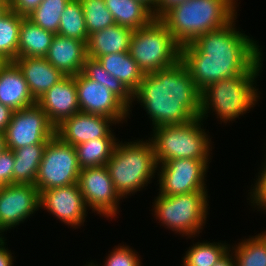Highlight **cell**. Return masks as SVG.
<instances>
[{
  "instance_id": "9",
  "label": "cell",
  "mask_w": 266,
  "mask_h": 266,
  "mask_svg": "<svg viewBox=\"0 0 266 266\" xmlns=\"http://www.w3.org/2000/svg\"><path fill=\"white\" fill-rule=\"evenodd\" d=\"M81 171L75 147L54 135L47 143L39 165L35 186L44 190L78 183Z\"/></svg>"
},
{
  "instance_id": "43",
  "label": "cell",
  "mask_w": 266,
  "mask_h": 266,
  "mask_svg": "<svg viewBox=\"0 0 266 266\" xmlns=\"http://www.w3.org/2000/svg\"><path fill=\"white\" fill-rule=\"evenodd\" d=\"M146 5L155 16V0H137Z\"/></svg>"
},
{
  "instance_id": "10",
  "label": "cell",
  "mask_w": 266,
  "mask_h": 266,
  "mask_svg": "<svg viewBox=\"0 0 266 266\" xmlns=\"http://www.w3.org/2000/svg\"><path fill=\"white\" fill-rule=\"evenodd\" d=\"M211 160L172 159L157 168L158 194L175 196L207 191V172Z\"/></svg>"
},
{
  "instance_id": "17",
  "label": "cell",
  "mask_w": 266,
  "mask_h": 266,
  "mask_svg": "<svg viewBox=\"0 0 266 266\" xmlns=\"http://www.w3.org/2000/svg\"><path fill=\"white\" fill-rule=\"evenodd\" d=\"M56 127L64 119L80 112L75 76H65L36 102Z\"/></svg>"
},
{
  "instance_id": "8",
  "label": "cell",
  "mask_w": 266,
  "mask_h": 266,
  "mask_svg": "<svg viewBox=\"0 0 266 266\" xmlns=\"http://www.w3.org/2000/svg\"><path fill=\"white\" fill-rule=\"evenodd\" d=\"M128 52L146 74L178 63L181 46L165 24L159 18H154L148 25L134 30Z\"/></svg>"
},
{
  "instance_id": "25",
  "label": "cell",
  "mask_w": 266,
  "mask_h": 266,
  "mask_svg": "<svg viewBox=\"0 0 266 266\" xmlns=\"http://www.w3.org/2000/svg\"><path fill=\"white\" fill-rule=\"evenodd\" d=\"M47 144H35L12 150L14 153L13 184H33Z\"/></svg>"
},
{
  "instance_id": "11",
  "label": "cell",
  "mask_w": 266,
  "mask_h": 266,
  "mask_svg": "<svg viewBox=\"0 0 266 266\" xmlns=\"http://www.w3.org/2000/svg\"><path fill=\"white\" fill-rule=\"evenodd\" d=\"M55 135V126L46 113L35 103L14 111L5 131L7 149L47 144Z\"/></svg>"
},
{
  "instance_id": "3",
  "label": "cell",
  "mask_w": 266,
  "mask_h": 266,
  "mask_svg": "<svg viewBox=\"0 0 266 266\" xmlns=\"http://www.w3.org/2000/svg\"><path fill=\"white\" fill-rule=\"evenodd\" d=\"M263 56L261 50V60L247 74L221 79L201 90L200 118L203 121L214 112L219 124L227 125L258 104L261 92L258 91L257 78L263 71Z\"/></svg>"
},
{
  "instance_id": "18",
  "label": "cell",
  "mask_w": 266,
  "mask_h": 266,
  "mask_svg": "<svg viewBox=\"0 0 266 266\" xmlns=\"http://www.w3.org/2000/svg\"><path fill=\"white\" fill-rule=\"evenodd\" d=\"M87 57L85 41L55 34L44 58L65 76H75L82 72Z\"/></svg>"
},
{
  "instance_id": "36",
  "label": "cell",
  "mask_w": 266,
  "mask_h": 266,
  "mask_svg": "<svg viewBox=\"0 0 266 266\" xmlns=\"http://www.w3.org/2000/svg\"><path fill=\"white\" fill-rule=\"evenodd\" d=\"M14 153L6 149L0 153V186L13 184Z\"/></svg>"
},
{
  "instance_id": "30",
  "label": "cell",
  "mask_w": 266,
  "mask_h": 266,
  "mask_svg": "<svg viewBox=\"0 0 266 266\" xmlns=\"http://www.w3.org/2000/svg\"><path fill=\"white\" fill-rule=\"evenodd\" d=\"M23 18L11 9L0 18V54L9 62L18 58L19 34Z\"/></svg>"
},
{
  "instance_id": "27",
  "label": "cell",
  "mask_w": 266,
  "mask_h": 266,
  "mask_svg": "<svg viewBox=\"0 0 266 266\" xmlns=\"http://www.w3.org/2000/svg\"><path fill=\"white\" fill-rule=\"evenodd\" d=\"M231 247L235 266H266V231L255 236L249 235L247 239L242 238Z\"/></svg>"
},
{
  "instance_id": "13",
  "label": "cell",
  "mask_w": 266,
  "mask_h": 266,
  "mask_svg": "<svg viewBox=\"0 0 266 266\" xmlns=\"http://www.w3.org/2000/svg\"><path fill=\"white\" fill-rule=\"evenodd\" d=\"M40 192L33 184L0 186V232L18 227L40 210Z\"/></svg>"
},
{
  "instance_id": "28",
  "label": "cell",
  "mask_w": 266,
  "mask_h": 266,
  "mask_svg": "<svg viewBox=\"0 0 266 266\" xmlns=\"http://www.w3.org/2000/svg\"><path fill=\"white\" fill-rule=\"evenodd\" d=\"M231 245L224 241H198L183 254L182 266H213L230 251Z\"/></svg>"
},
{
  "instance_id": "2",
  "label": "cell",
  "mask_w": 266,
  "mask_h": 266,
  "mask_svg": "<svg viewBox=\"0 0 266 266\" xmlns=\"http://www.w3.org/2000/svg\"><path fill=\"white\" fill-rule=\"evenodd\" d=\"M134 101L147 113L151 129L186 124L200 117L201 90L181 61L172 67L144 74L133 93Z\"/></svg>"
},
{
  "instance_id": "24",
  "label": "cell",
  "mask_w": 266,
  "mask_h": 266,
  "mask_svg": "<svg viewBox=\"0 0 266 266\" xmlns=\"http://www.w3.org/2000/svg\"><path fill=\"white\" fill-rule=\"evenodd\" d=\"M55 34L33 23L27 17L21 21L18 58L45 57Z\"/></svg>"
},
{
  "instance_id": "12",
  "label": "cell",
  "mask_w": 266,
  "mask_h": 266,
  "mask_svg": "<svg viewBox=\"0 0 266 266\" xmlns=\"http://www.w3.org/2000/svg\"><path fill=\"white\" fill-rule=\"evenodd\" d=\"M78 185L87 207L94 214L110 220L117 218L123 198L115 190L106 166L81 169Z\"/></svg>"
},
{
  "instance_id": "34",
  "label": "cell",
  "mask_w": 266,
  "mask_h": 266,
  "mask_svg": "<svg viewBox=\"0 0 266 266\" xmlns=\"http://www.w3.org/2000/svg\"><path fill=\"white\" fill-rule=\"evenodd\" d=\"M138 252L130 248L129 245L115 246L110 254L106 256V260L103 261L102 266H142V261L140 259ZM93 266H99L98 263L95 264L93 260L90 261Z\"/></svg>"
},
{
  "instance_id": "31",
  "label": "cell",
  "mask_w": 266,
  "mask_h": 266,
  "mask_svg": "<svg viewBox=\"0 0 266 266\" xmlns=\"http://www.w3.org/2000/svg\"><path fill=\"white\" fill-rule=\"evenodd\" d=\"M58 34L87 43L89 34L85 26V17L80 0H70L65 6L60 18Z\"/></svg>"
},
{
  "instance_id": "47",
  "label": "cell",
  "mask_w": 266,
  "mask_h": 266,
  "mask_svg": "<svg viewBox=\"0 0 266 266\" xmlns=\"http://www.w3.org/2000/svg\"><path fill=\"white\" fill-rule=\"evenodd\" d=\"M85 266H93L90 262H88L87 264H84Z\"/></svg>"
},
{
  "instance_id": "14",
  "label": "cell",
  "mask_w": 266,
  "mask_h": 266,
  "mask_svg": "<svg viewBox=\"0 0 266 266\" xmlns=\"http://www.w3.org/2000/svg\"><path fill=\"white\" fill-rule=\"evenodd\" d=\"M75 84L80 112L109 117L117 124L127 123L130 109L107 87L82 72L75 75Z\"/></svg>"
},
{
  "instance_id": "7",
  "label": "cell",
  "mask_w": 266,
  "mask_h": 266,
  "mask_svg": "<svg viewBox=\"0 0 266 266\" xmlns=\"http://www.w3.org/2000/svg\"><path fill=\"white\" fill-rule=\"evenodd\" d=\"M208 191H195L188 194L165 196L157 194L152 203L153 218L174 234L189 239L199 237L209 215ZM209 206V207H208Z\"/></svg>"
},
{
  "instance_id": "40",
  "label": "cell",
  "mask_w": 266,
  "mask_h": 266,
  "mask_svg": "<svg viewBox=\"0 0 266 266\" xmlns=\"http://www.w3.org/2000/svg\"><path fill=\"white\" fill-rule=\"evenodd\" d=\"M13 112L14 111L10 107L0 103V132L6 131L7 125L11 121Z\"/></svg>"
},
{
  "instance_id": "37",
  "label": "cell",
  "mask_w": 266,
  "mask_h": 266,
  "mask_svg": "<svg viewBox=\"0 0 266 266\" xmlns=\"http://www.w3.org/2000/svg\"><path fill=\"white\" fill-rule=\"evenodd\" d=\"M43 0H10V9L20 16L30 15Z\"/></svg>"
},
{
  "instance_id": "38",
  "label": "cell",
  "mask_w": 266,
  "mask_h": 266,
  "mask_svg": "<svg viewBox=\"0 0 266 266\" xmlns=\"http://www.w3.org/2000/svg\"><path fill=\"white\" fill-rule=\"evenodd\" d=\"M6 238L0 239V266H14L13 262H16V260L14 261L16 257L8 249L7 242H5L7 240Z\"/></svg>"
},
{
  "instance_id": "16",
  "label": "cell",
  "mask_w": 266,
  "mask_h": 266,
  "mask_svg": "<svg viewBox=\"0 0 266 266\" xmlns=\"http://www.w3.org/2000/svg\"><path fill=\"white\" fill-rule=\"evenodd\" d=\"M116 122L105 116L78 112L55 127V135L63 142L76 146L97 138H117L112 126Z\"/></svg>"
},
{
  "instance_id": "33",
  "label": "cell",
  "mask_w": 266,
  "mask_h": 266,
  "mask_svg": "<svg viewBox=\"0 0 266 266\" xmlns=\"http://www.w3.org/2000/svg\"><path fill=\"white\" fill-rule=\"evenodd\" d=\"M88 34L99 32L115 24L104 0H80Z\"/></svg>"
},
{
  "instance_id": "23",
  "label": "cell",
  "mask_w": 266,
  "mask_h": 266,
  "mask_svg": "<svg viewBox=\"0 0 266 266\" xmlns=\"http://www.w3.org/2000/svg\"><path fill=\"white\" fill-rule=\"evenodd\" d=\"M115 24L137 30L148 25L154 18L153 12L137 0H104Z\"/></svg>"
},
{
  "instance_id": "22",
  "label": "cell",
  "mask_w": 266,
  "mask_h": 266,
  "mask_svg": "<svg viewBox=\"0 0 266 266\" xmlns=\"http://www.w3.org/2000/svg\"><path fill=\"white\" fill-rule=\"evenodd\" d=\"M100 65L133 94L144 77L143 71L129 52L112 53L97 58Z\"/></svg>"
},
{
  "instance_id": "19",
  "label": "cell",
  "mask_w": 266,
  "mask_h": 266,
  "mask_svg": "<svg viewBox=\"0 0 266 266\" xmlns=\"http://www.w3.org/2000/svg\"><path fill=\"white\" fill-rule=\"evenodd\" d=\"M13 62L21 70L36 101L65 77L43 57H19Z\"/></svg>"
},
{
  "instance_id": "29",
  "label": "cell",
  "mask_w": 266,
  "mask_h": 266,
  "mask_svg": "<svg viewBox=\"0 0 266 266\" xmlns=\"http://www.w3.org/2000/svg\"><path fill=\"white\" fill-rule=\"evenodd\" d=\"M82 73L107 87L114 95H116L129 109V114H132L133 94L120 82L118 78H115L109 74L99 63L97 59L87 57ZM132 106V107H131Z\"/></svg>"
},
{
  "instance_id": "45",
  "label": "cell",
  "mask_w": 266,
  "mask_h": 266,
  "mask_svg": "<svg viewBox=\"0 0 266 266\" xmlns=\"http://www.w3.org/2000/svg\"><path fill=\"white\" fill-rule=\"evenodd\" d=\"M9 61L0 54V71Z\"/></svg>"
},
{
  "instance_id": "44",
  "label": "cell",
  "mask_w": 266,
  "mask_h": 266,
  "mask_svg": "<svg viewBox=\"0 0 266 266\" xmlns=\"http://www.w3.org/2000/svg\"><path fill=\"white\" fill-rule=\"evenodd\" d=\"M7 149L5 132H0V153L4 152Z\"/></svg>"
},
{
  "instance_id": "5",
  "label": "cell",
  "mask_w": 266,
  "mask_h": 266,
  "mask_svg": "<svg viewBox=\"0 0 266 266\" xmlns=\"http://www.w3.org/2000/svg\"><path fill=\"white\" fill-rule=\"evenodd\" d=\"M106 168L115 190L123 199L142 192L157 175L158 164L152 142L149 138L124 143L118 140Z\"/></svg>"
},
{
  "instance_id": "4",
  "label": "cell",
  "mask_w": 266,
  "mask_h": 266,
  "mask_svg": "<svg viewBox=\"0 0 266 266\" xmlns=\"http://www.w3.org/2000/svg\"><path fill=\"white\" fill-rule=\"evenodd\" d=\"M239 0H187L159 19L182 47L211 30L224 27L236 16Z\"/></svg>"
},
{
  "instance_id": "41",
  "label": "cell",
  "mask_w": 266,
  "mask_h": 266,
  "mask_svg": "<svg viewBox=\"0 0 266 266\" xmlns=\"http://www.w3.org/2000/svg\"><path fill=\"white\" fill-rule=\"evenodd\" d=\"M213 266H235V259L231 251H229L224 257H222Z\"/></svg>"
},
{
  "instance_id": "15",
  "label": "cell",
  "mask_w": 266,
  "mask_h": 266,
  "mask_svg": "<svg viewBox=\"0 0 266 266\" xmlns=\"http://www.w3.org/2000/svg\"><path fill=\"white\" fill-rule=\"evenodd\" d=\"M40 201V209L46 210L57 220L59 219V222L73 229L84 226L90 210L78 183L44 190L40 193Z\"/></svg>"
},
{
  "instance_id": "46",
  "label": "cell",
  "mask_w": 266,
  "mask_h": 266,
  "mask_svg": "<svg viewBox=\"0 0 266 266\" xmlns=\"http://www.w3.org/2000/svg\"><path fill=\"white\" fill-rule=\"evenodd\" d=\"M5 238V235L3 236V234L0 232V239Z\"/></svg>"
},
{
  "instance_id": "20",
  "label": "cell",
  "mask_w": 266,
  "mask_h": 266,
  "mask_svg": "<svg viewBox=\"0 0 266 266\" xmlns=\"http://www.w3.org/2000/svg\"><path fill=\"white\" fill-rule=\"evenodd\" d=\"M36 102L21 70L8 62L0 71V103L17 111Z\"/></svg>"
},
{
  "instance_id": "26",
  "label": "cell",
  "mask_w": 266,
  "mask_h": 266,
  "mask_svg": "<svg viewBox=\"0 0 266 266\" xmlns=\"http://www.w3.org/2000/svg\"><path fill=\"white\" fill-rule=\"evenodd\" d=\"M118 138H97L75 147L81 169L106 166Z\"/></svg>"
},
{
  "instance_id": "21",
  "label": "cell",
  "mask_w": 266,
  "mask_h": 266,
  "mask_svg": "<svg viewBox=\"0 0 266 266\" xmlns=\"http://www.w3.org/2000/svg\"><path fill=\"white\" fill-rule=\"evenodd\" d=\"M134 30L114 24L90 34L86 43L87 56L97 59L112 53L128 52Z\"/></svg>"
},
{
  "instance_id": "6",
  "label": "cell",
  "mask_w": 266,
  "mask_h": 266,
  "mask_svg": "<svg viewBox=\"0 0 266 266\" xmlns=\"http://www.w3.org/2000/svg\"><path fill=\"white\" fill-rule=\"evenodd\" d=\"M203 122L198 117L186 124L152 129L149 139L154 147L157 164L172 159L211 160L212 138L208 134L210 132L204 129Z\"/></svg>"
},
{
  "instance_id": "32",
  "label": "cell",
  "mask_w": 266,
  "mask_h": 266,
  "mask_svg": "<svg viewBox=\"0 0 266 266\" xmlns=\"http://www.w3.org/2000/svg\"><path fill=\"white\" fill-rule=\"evenodd\" d=\"M69 1L43 0L27 18L46 31L58 34L60 18Z\"/></svg>"
},
{
  "instance_id": "39",
  "label": "cell",
  "mask_w": 266,
  "mask_h": 266,
  "mask_svg": "<svg viewBox=\"0 0 266 266\" xmlns=\"http://www.w3.org/2000/svg\"><path fill=\"white\" fill-rule=\"evenodd\" d=\"M187 0H155V18H160L167 10Z\"/></svg>"
},
{
  "instance_id": "1",
  "label": "cell",
  "mask_w": 266,
  "mask_h": 266,
  "mask_svg": "<svg viewBox=\"0 0 266 266\" xmlns=\"http://www.w3.org/2000/svg\"><path fill=\"white\" fill-rule=\"evenodd\" d=\"M237 18L181 47L180 61L200 90L221 79L247 74L261 60L259 41L237 28Z\"/></svg>"
},
{
  "instance_id": "35",
  "label": "cell",
  "mask_w": 266,
  "mask_h": 266,
  "mask_svg": "<svg viewBox=\"0 0 266 266\" xmlns=\"http://www.w3.org/2000/svg\"><path fill=\"white\" fill-rule=\"evenodd\" d=\"M265 160L261 163L260 171L256 175V180L254 179V185H251L250 192H248L247 203L249 202L250 206L260 212L263 211L266 213V154ZM253 186V187H252ZM250 194V195H249Z\"/></svg>"
},
{
  "instance_id": "42",
  "label": "cell",
  "mask_w": 266,
  "mask_h": 266,
  "mask_svg": "<svg viewBox=\"0 0 266 266\" xmlns=\"http://www.w3.org/2000/svg\"><path fill=\"white\" fill-rule=\"evenodd\" d=\"M10 10V0H3L0 2V18L3 17Z\"/></svg>"
}]
</instances>
